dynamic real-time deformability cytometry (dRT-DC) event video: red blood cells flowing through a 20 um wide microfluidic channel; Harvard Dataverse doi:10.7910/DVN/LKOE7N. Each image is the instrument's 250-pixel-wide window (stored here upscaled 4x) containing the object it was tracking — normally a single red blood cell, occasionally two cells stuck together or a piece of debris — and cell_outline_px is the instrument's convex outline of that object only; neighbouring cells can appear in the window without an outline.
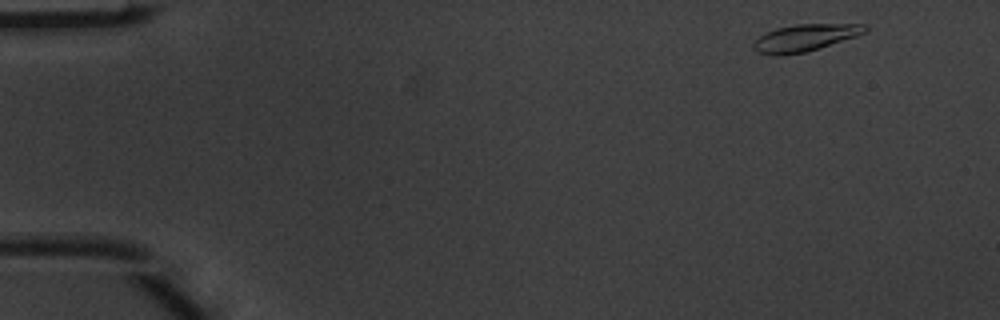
{"species": "common noctule bat (a hibernating species)", "species_latin": "Nyctalus noctula", "temperature_condition": "warm", "stored_images_in_passage": 4, "camera_frame_rate_fps": 3000, "um_per_image_px": 0.085, "animal": {"sex": "male", "body_mass_g": 20.1, "forearm_length_mm": 53.5}, "frame": {"image": 1, "passage_image": 1, "time_ms": 0.0, "image_size_px": [1000, 320], "cell_outline_px": [[868, 32], [856, 36], [804, 52], [776, 56], [756, 52], [752, 48], [752, 40], [776, 28], [796, 24], [864, 24], [868, 28]], "centroid_in_image_um": [68.37, 3.21], "position_along_channel_um": 16.6, "area_um2": 17.46}}
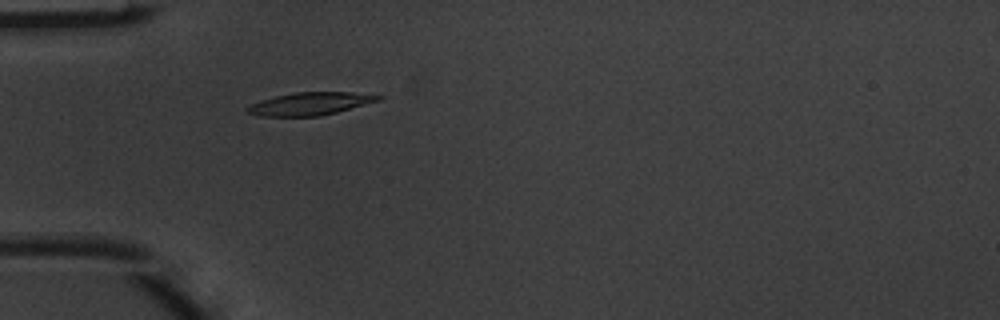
{"frame": {"image": 2, "passage_image": 4, "time_ms": 1.0, "image_size_px": [1000, 320], "cell_outline_px": [[384, 96], [380, 100], [336, 112], [320, 116], [260, 116], [248, 112], [244, 108], [260, 100], [276, 96], [296, 92], [352, 92]], "centroid_in_image_um": [26.35, 8.81], "position_along_channel_um": 58.7, "area_um2": 17.17}}